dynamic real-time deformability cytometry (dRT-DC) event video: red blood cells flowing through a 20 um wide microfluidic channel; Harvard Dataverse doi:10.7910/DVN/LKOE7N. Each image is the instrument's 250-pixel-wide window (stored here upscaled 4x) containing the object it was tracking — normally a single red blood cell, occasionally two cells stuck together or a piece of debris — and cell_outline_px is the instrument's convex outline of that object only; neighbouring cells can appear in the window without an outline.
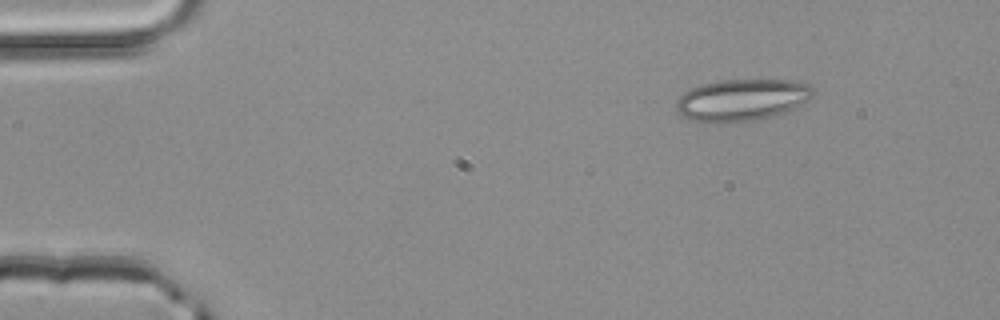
{"species": "common noctule bat (a hibernating species)", "species_latin": "Nyctalus noctula", "temperature_condition": "room temperature", "stored_images_in_passage": 44, "camera_frame_rate_fps": 3000, "um_per_image_px": 0.085, "animal": {"sex": "male", "body_mass_g": 20.4}, "frame": {"image": 1, "passage_image": 1, "time_ms": 0.0, "image_size_px": [1000, 320], "cell_outline_px": [[816, 92], [812, 96], [792, 108], [784, 112], [772, 116], [752, 120], [692, 120], [676, 112], [676, 100], [684, 92], [692, 88], [704, 84], [724, 80], [792, 80], [808, 84]], "centroid_in_image_um": [63.07, 8.45], "position_along_channel_um": 21.9, "area_um2": 32.25}}
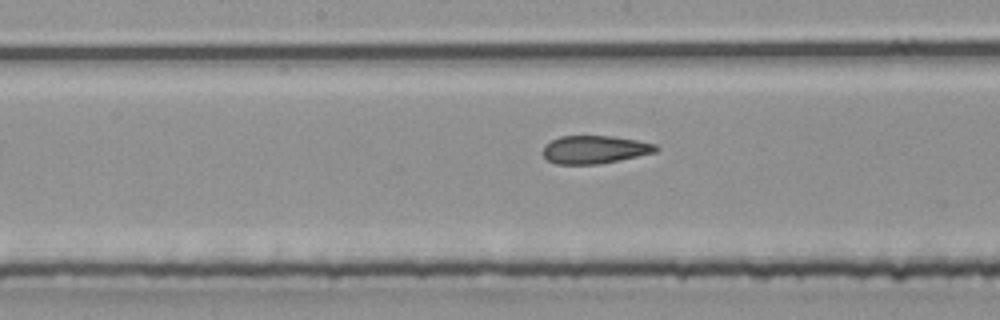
{"frame": {"image": 2, "passage_image": 20, "time_ms": 6.333, "image_size_px": [1000, 320], "cell_outline_px": [[660, 148], [656, 152], [600, 164], [556, 164], [548, 160], [544, 156], [544, 144], [560, 136], [612, 136], [636, 140], [656, 144]], "centroid_in_image_um": [50.56, 12.71], "position_along_channel_um": 197.6, "area_um2": 18.38}}
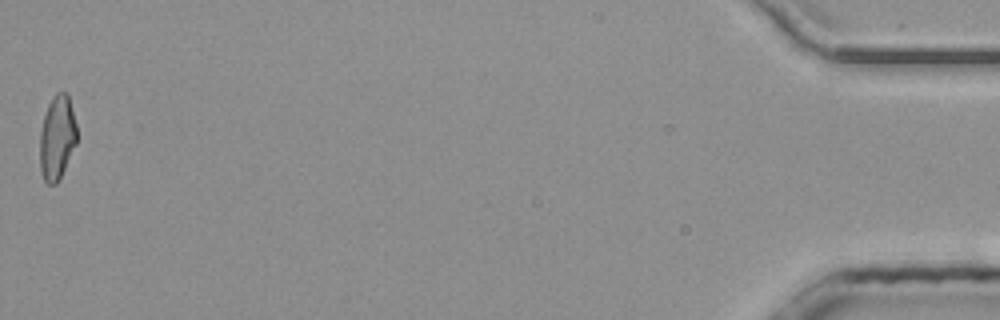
{"frame": {"image": 3, "passage_image": 44, "time_ms": 14.333, "image_size_px": [1000, 320], "cell_outline_px": [[76, 144], [56, 184], [48, 184], [44, 180], [40, 172], [40, 132], [44, 116], [48, 104], [52, 96], [56, 92], [68, 92], [76, 124]], "centroid_in_image_um": [4.84, 11.66], "position_along_channel_um": 430.4, "area_um2": 18.09}, "authors_computed_cell_mechanics": {"area_um2": 18.9873, "velocity_mm_per_s": 4.1927, "shape_relaxation_time_tau1_ms": null, "shape_relaxation_time_tau2_ms": 1.7664, "deformation_change_tau1": null, "deformation_change_tau2": 0.0869}}